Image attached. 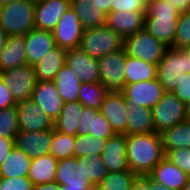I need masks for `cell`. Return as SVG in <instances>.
Returning <instances> with one entry per match:
<instances>
[{
	"instance_id": "1",
	"label": "cell",
	"mask_w": 190,
	"mask_h": 190,
	"mask_svg": "<svg viewBox=\"0 0 190 190\" xmlns=\"http://www.w3.org/2000/svg\"><path fill=\"white\" fill-rule=\"evenodd\" d=\"M127 162L131 172L148 175L165 157L160 133L126 135Z\"/></svg>"
},
{
	"instance_id": "2",
	"label": "cell",
	"mask_w": 190,
	"mask_h": 190,
	"mask_svg": "<svg viewBox=\"0 0 190 190\" xmlns=\"http://www.w3.org/2000/svg\"><path fill=\"white\" fill-rule=\"evenodd\" d=\"M179 13L169 1L150 0L144 16V30L171 47L175 39Z\"/></svg>"
},
{
	"instance_id": "3",
	"label": "cell",
	"mask_w": 190,
	"mask_h": 190,
	"mask_svg": "<svg viewBox=\"0 0 190 190\" xmlns=\"http://www.w3.org/2000/svg\"><path fill=\"white\" fill-rule=\"evenodd\" d=\"M35 4L15 0L0 4V27L10 35H25L35 29Z\"/></svg>"
},
{
	"instance_id": "4",
	"label": "cell",
	"mask_w": 190,
	"mask_h": 190,
	"mask_svg": "<svg viewBox=\"0 0 190 190\" xmlns=\"http://www.w3.org/2000/svg\"><path fill=\"white\" fill-rule=\"evenodd\" d=\"M187 72L190 59L184 49L168 47L157 65V79L165 92H174Z\"/></svg>"
},
{
	"instance_id": "5",
	"label": "cell",
	"mask_w": 190,
	"mask_h": 190,
	"mask_svg": "<svg viewBox=\"0 0 190 190\" xmlns=\"http://www.w3.org/2000/svg\"><path fill=\"white\" fill-rule=\"evenodd\" d=\"M123 45L124 39L107 25H103L84 30L80 48L92 58L99 59L123 49Z\"/></svg>"
},
{
	"instance_id": "6",
	"label": "cell",
	"mask_w": 190,
	"mask_h": 190,
	"mask_svg": "<svg viewBox=\"0 0 190 190\" xmlns=\"http://www.w3.org/2000/svg\"><path fill=\"white\" fill-rule=\"evenodd\" d=\"M123 48L128 56L158 65L168 46L143 29L124 38Z\"/></svg>"
},
{
	"instance_id": "7",
	"label": "cell",
	"mask_w": 190,
	"mask_h": 190,
	"mask_svg": "<svg viewBox=\"0 0 190 190\" xmlns=\"http://www.w3.org/2000/svg\"><path fill=\"white\" fill-rule=\"evenodd\" d=\"M55 182L62 190H96L89 180L88 166L74 156L58 160Z\"/></svg>"
},
{
	"instance_id": "8",
	"label": "cell",
	"mask_w": 190,
	"mask_h": 190,
	"mask_svg": "<svg viewBox=\"0 0 190 190\" xmlns=\"http://www.w3.org/2000/svg\"><path fill=\"white\" fill-rule=\"evenodd\" d=\"M151 111L157 133L186 120V105L173 92H165Z\"/></svg>"
},
{
	"instance_id": "9",
	"label": "cell",
	"mask_w": 190,
	"mask_h": 190,
	"mask_svg": "<svg viewBox=\"0 0 190 190\" xmlns=\"http://www.w3.org/2000/svg\"><path fill=\"white\" fill-rule=\"evenodd\" d=\"M98 60L100 82L109 91H121L126 84V51L106 54Z\"/></svg>"
},
{
	"instance_id": "10",
	"label": "cell",
	"mask_w": 190,
	"mask_h": 190,
	"mask_svg": "<svg viewBox=\"0 0 190 190\" xmlns=\"http://www.w3.org/2000/svg\"><path fill=\"white\" fill-rule=\"evenodd\" d=\"M0 77L16 102L32 99L37 82L34 66L24 65L0 72Z\"/></svg>"
},
{
	"instance_id": "11",
	"label": "cell",
	"mask_w": 190,
	"mask_h": 190,
	"mask_svg": "<svg viewBox=\"0 0 190 190\" xmlns=\"http://www.w3.org/2000/svg\"><path fill=\"white\" fill-rule=\"evenodd\" d=\"M52 32L56 46L69 50L80 47L84 28L74 9L70 6Z\"/></svg>"
},
{
	"instance_id": "12",
	"label": "cell",
	"mask_w": 190,
	"mask_h": 190,
	"mask_svg": "<svg viewBox=\"0 0 190 190\" xmlns=\"http://www.w3.org/2000/svg\"><path fill=\"white\" fill-rule=\"evenodd\" d=\"M121 91L126 100L131 105H135L136 109L139 107L152 109L165 93L157 78L144 82L125 84Z\"/></svg>"
},
{
	"instance_id": "13",
	"label": "cell",
	"mask_w": 190,
	"mask_h": 190,
	"mask_svg": "<svg viewBox=\"0 0 190 190\" xmlns=\"http://www.w3.org/2000/svg\"><path fill=\"white\" fill-rule=\"evenodd\" d=\"M126 98L122 91H109L100 110L115 134L127 135Z\"/></svg>"
},
{
	"instance_id": "14",
	"label": "cell",
	"mask_w": 190,
	"mask_h": 190,
	"mask_svg": "<svg viewBox=\"0 0 190 190\" xmlns=\"http://www.w3.org/2000/svg\"><path fill=\"white\" fill-rule=\"evenodd\" d=\"M16 106L18 109L19 132L54 129V122L43 113L32 99L17 102Z\"/></svg>"
},
{
	"instance_id": "15",
	"label": "cell",
	"mask_w": 190,
	"mask_h": 190,
	"mask_svg": "<svg viewBox=\"0 0 190 190\" xmlns=\"http://www.w3.org/2000/svg\"><path fill=\"white\" fill-rule=\"evenodd\" d=\"M65 65L74 72L81 83L100 82L98 60L80 47L66 51Z\"/></svg>"
},
{
	"instance_id": "16",
	"label": "cell",
	"mask_w": 190,
	"mask_h": 190,
	"mask_svg": "<svg viewBox=\"0 0 190 190\" xmlns=\"http://www.w3.org/2000/svg\"><path fill=\"white\" fill-rule=\"evenodd\" d=\"M53 129L44 131H21L14 138V145L31 159L50 154Z\"/></svg>"
},
{
	"instance_id": "17",
	"label": "cell",
	"mask_w": 190,
	"mask_h": 190,
	"mask_svg": "<svg viewBox=\"0 0 190 190\" xmlns=\"http://www.w3.org/2000/svg\"><path fill=\"white\" fill-rule=\"evenodd\" d=\"M32 100L53 122L59 117L64 106L53 81H38L35 84Z\"/></svg>"
},
{
	"instance_id": "18",
	"label": "cell",
	"mask_w": 190,
	"mask_h": 190,
	"mask_svg": "<svg viewBox=\"0 0 190 190\" xmlns=\"http://www.w3.org/2000/svg\"><path fill=\"white\" fill-rule=\"evenodd\" d=\"M101 157L108 172L130 171L127 162L126 135L115 134L108 138Z\"/></svg>"
},
{
	"instance_id": "19",
	"label": "cell",
	"mask_w": 190,
	"mask_h": 190,
	"mask_svg": "<svg viewBox=\"0 0 190 190\" xmlns=\"http://www.w3.org/2000/svg\"><path fill=\"white\" fill-rule=\"evenodd\" d=\"M71 6L69 0H44L35 4V27L53 31L65 11Z\"/></svg>"
},
{
	"instance_id": "20",
	"label": "cell",
	"mask_w": 190,
	"mask_h": 190,
	"mask_svg": "<svg viewBox=\"0 0 190 190\" xmlns=\"http://www.w3.org/2000/svg\"><path fill=\"white\" fill-rule=\"evenodd\" d=\"M91 135L92 137L102 138L107 140L115 135L109 121L103 113L94 108L84 107L82 116L77 127V135Z\"/></svg>"
},
{
	"instance_id": "21",
	"label": "cell",
	"mask_w": 190,
	"mask_h": 190,
	"mask_svg": "<svg viewBox=\"0 0 190 190\" xmlns=\"http://www.w3.org/2000/svg\"><path fill=\"white\" fill-rule=\"evenodd\" d=\"M146 11H115L107 14L106 25L123 39L144 29Z\"/></svg>"
},
{
	"instance_id": "22",
	"label": "cell",
	"mask_w": 190,
	"mask_h": 190,
	"mask_svg": "<svg viewBox=\"0 0 190 190\" xmlns=\"http://www.w3.org/2000/svg\"><path fill=\"white\" fill-rule=\"evenodd\" d=\"M25 40L27 64L32 66L56 47L53 32L49 30L32 29L25 34Z\"/></svg>"
},
{
	"instance_id": "23",
	"label": "cell",
	"mask_w": 190,
	"mask_h": 190,
	"mask_svg": "<svg viewBox=\"0 0 190 190\" xmlns=\"http://www.w3.org/2000/svg\"><path fill=\"white\" fill-rule=\"evenodd\" d=\"M157 183L170 190H184L188 175L164 157L148 174Z\"/></svg>"
},
{
	"instance_id": "24",
	"label": "cell",
	"mask_w": 190,
	"mask_h": 190,
	"mask_svg": "<svg viewBox=\"0 0 190 190\" xmlns=\"http://www.w3.org/2000/svg\"><path fill=\"white\" fill-rule=\"evenodd\" d=\"M27 64L25 35H10L0 55V72Z\"/></svg>"
},
{
	"instance_id": "25",
	"label": "cell",
	"mask_w": 190,
	"mask_h": 190,
	"mask_svg": "<svg viewBox=\"0 0 190 190\" xmlns=\"http://www.w3.org/2000/svg\"><path fill=\"white\" fill-rule=\"evenodd\" d=\"M66 51L56 46L45 54L34 66L38 81H53L58 71L65 65Z\"/></svg>"
},
{
	"instance_id": "26",
	"label": "cell",
	"mask_w": 190,
	"mask_h": 190,
	"mask_svg": "<svg viewBox=\"0 0 190 190\" xmlns=\"http://www.w3.org/2000/svg\"><path fill=\"white\" fill-rule=\"evenodd\" d=\"M127 114V135L155 132V127L150 108L131 105L128 101L125 105Z\"/></svg>"
},
{
	"instance_id": "27",
	"label": "cell",
	"mask_w": 190,
	"mask_h": 190,
	"mask_svg": "<svg viewBox=\"0 0 190 190\" xmlns=\"http://www.w3.org/2000/svg\"><path fill=\"white\" fill-rule=\"evenodd\" d=\"M53 83L64 103L78 101L81 82L68 66L64 65L58 71L53 79Z\"/></svg>"
},
{
	"instance_id": "28",
	"label": "cell",
	"mask_w": 190,
	"mask_h": 190,
	"mask_svg": "<svg viewBox=\"0 0 190 190\" xmlns=\"http://www.w3.org/2000/svg\"><path fill=\"white\" fill-rule=\"evenodd\" d=\"M160 135L165 154L175 149H190V122L187 120L164 129Z\"/></svg>"
},
{
	"instance_id": "29",
	"label": "cell",
	"mask_w": 190,
	"mask_h": 190,
	"mask_svg": "<svg viewBox=\"0 0 190 190\" xmlns=\"http://www.w3.org/2000/svg\"><path fill=\"white\" fill-rule=\"evenodd\" d=\"M57 162L58 160L51 154L32 159L28 178L32 181L33 185L54 182Z\"/></svg>"
},
{
	"instance_id": "30",
	"label": "cell",
	"mask_w": 190,
	"mask_h": 190,
	"mask_svg": "<svg viewBox=\"0 0 190 190\" xmlns=\"http://www.w3.org/2000/svg\"><path fill=\"white\" fill-rule=\"evenodd\" d=\"M71 7L81 21L84 30L106 25L107 14L94 3H91V0L72 2Z\"/></svg>"
},
{
	"instance_id": "31",
	"label": "cell",
	"mask_w": 190,
	"mask_h": 190,
	"mask_svg": "<svg viewBox=\"0 0 190 190\" xmlns=\"http://www.w3.org/2000/svg\"><path fill=\"white\" fill-rule=\"evenodd\" d=\"M84 106L79 101L64 103L59 117L54 122V129L64 134L77 135V127Z\"/></svg>"
},
{
	"instance_id": "32",
	"label": "cell",
	"mask_w": 190,
	"mask_h": 190,
	"mask_svg": "<svg viewBox=\"0 0 190 190\" xmlns=\"http://www.w3.org/2000/svg\"><path fill=\"white\" fill-rule=\"evenodd\" d=\"M32 159L15 146L0 166V177H28Z\"/></svg>"
},
{
	"instance_id": "33",
	"label": "cell",
	"mask_w": 190,
	"mask_h": 190,
	"mask_svg": "<svg viewBox=\"0 0 190 190\" xmlns=\"http://www.w3.org/2000/svg\"><path fill=\"white\" fill-rule=\"evenodd\" d=\"M125 72L126 84L144 82L157 78V65L126 54Z\"/></svg>"
},
{
	"instance_id": "34",
	"label": "cell",
	"mask_w": 190,
	"mask_h": 190,
	"mask_svg": "<svg viewBox=\"0 0 190 190\" xmlns=\"http://www.w3.org/2000/svg\"><path fill=\"white\" fill-rule=\"evenodd\" d=\"M108 92L109 90L101 82L81 83L78 101L86 108L100 110L101 104Z\"/></svg>"
},
{
	"instance_id": "35",
	"label": "cell",
	"mask_w": 190,
	"mask_h": 190,
	"mask_svg": "<svg viewBox=\"0 0 190 190\" xmlns=\"http://www.w3.org/2000/svg\"><path fill=\"white\" fill-rule=\"evenodd\" d=\"M107 140L89 135H76L74 144V157H90L101 155Z\"/></svg>"
},
{
	"instance_id": "36",
	"label": "cell",
	"mask_w": 190,
	"mask_h": 190,
	"mask_svg": "<svg viewBox=\"0 0 190 190\" xmlns=\"http://www.w3.org/2000/svg\"><path fill=\"white\" fill-rule=\"evenodd\" d=\"M75 136L53 129L50 154L57 160L74 156Z\"/></svg>"
},
{
	"instance_id": "37",
	"label": "cell",
	"mask_w": 190,
	"mask_h": 190,
	"mask_svg": "<svg viewBox=\"0 0 190 190\" xmlns=\"http://www.w3.org/2000/svg\"><path fill=\"white\" fill-rule=\"evenodd\" d=\"M135 177L131 171L108 172L96 190H130Z\"/></svg>"
},
{
	"instance_id": "38",
	"label": "cell",
	"mask_w": 190,
	"mask_h": 190,
	"mask_svg": "<svg viewBox=\"0 0 190 190\" xmlns=\"http://www.w3.org/2000/svg\"><path fill=\"white\" fill-rule=\"evenodd\" d=\"M18 133L19 124L17 106L0 109V137L15 138Z\"/></svg>"
},
{
	"instance_id": "39",
	"label": "cell",
	"mask_w": 190,
	"mask_h": 190,
	"mask_svg": "<svg viewBox=\"0 0 190 190\" xmlns=\"http://www.w3.org/2000/svg\"><path fill=\"white\" fill-rule=\"evenodd\" d=\"M171 47L176 49L190 47V10L179 13L175 39Z\"/></svg>"
},
{
	"instance_id": "40",
	"label": "cell",
	"mask_w": 190,
	"mask_h": 190,
	"mask_svg": "<svg viewBox=\"0 0 190 190\" xmlns=\"http://www.w3.org/2000/svg\"><path fill=\"white\" fill-rule=\"evenodd\" d=\"M79 161L88 166L89 180L96 187L108 174L107 168L102 161L101 155L78 158Z\"/></svg>"
},
{
	"instance_id": "41",
	"label": "cell",
	"mask_w": 190,
	"mask_h": 190,
	"mask_svg": "<svg viewBox=\"0 0 190 190\" xmlns=\"http://www.w3.org/2000/svg\"><path fill=\"white\" fill-rule=\"evenodd\" d=\"M165 157L190 176V149L181 148L171 150L165 154Z\"/></svg>"
},
{
	"instance_id": "42",
	"label": "cell",
	"mask_w": 190,
	"mask_h": 190,
	"mask_svg": "<svg viewBox=\"0 0 190 190\" xmlns=\"http://www.w3.org/2000/svg\"><path fill=\"white\" fill-rule=\"evenodd\" d=\"M33 183L28 177H0V190H32Z\"/></svg>"
},
{
	"instance_id": "43",
	"label": "cell",
	"mask_w": 190,
	"mask_h": 190,
	"mask_svg": "<svg viewBox=\"0 0 190 190\" xmlns=\"http://www.w3.org/2000/svg\"><path fill=\"white\" fill-rule=\"evenodd\" d=\"M150 0H114L111 12L115 11H146L147 3Z\"/></svg>"
},
{
	"instance_id": "44",
	"label": "cell",
	"mask_w": 190,
	"mask_h": 190,
	"mask_svg": "<svg viewBox=\"0 0 190 190\" xmlns=\"http://www.w3.org/2000/svg\"><path fill=\"white\" fill-rule=\"evenodd\" d=\"M185 105L190 101V72H187L181 83L173 92Z\"/></svg>"
},
{
	"instance_id": "45",
	"label": "cell",
	"mask_w": 190,
	"mask_h": 190,
	"mask_svg": "<svg viewBox=\"0 0 190 190\" xmlns=\"http://www.w3.org/2000/svg\"><path fill=\"white\" fill-rule=\"evenodd\" d=\"M17 102L11 94V91L6 87L4 81L0 77V109H6L16 106Z\"/></svg>"
},
{
	"instance_id": "46",
	"label": "cell",
	"mask_w": 190,
	"mask_h": 190,
	"mask_svg": "<svg viewBox=\"0 0 190 190\" xmlns=\"http://www.w3.org/2000/svg\"><path fill=\"white\" fill-rule=\"evenodd\" d=\"M14 146V138L0 137V166L7 159Z\"/></svg>"
},
{
	"instance_id": "47",
	"label": "cell",
	"mask_w": 190,
	"mask_h": 190,
	"mask_svg": "<svg viewBox=\"0 0 190 190\" xmlns=\"http://www.w3.org/2000/svg\"><path fill=\"white\" fill-rule=\"evenodd\" d=\"M130 190H151L150 177L148 175H136Z\"/></svg>"
},
{
	"instance_id": "48",
	"label": "cell",
	"mask_w": 190,
	"mask_h": 190,
	"mask_svg": "<svg viewBox=\"0 0 190 190\" xmlns=\"http://www.w3.org/2000/svg\"><path fill=\"white\" fill-rule=\"evenodd\" d=\"M170 2L178 12H185L190 10V0H164Z\"/></svg>"
},
{
	"instance_id": "49",
	"label": "cell",
	"mask_w": 190,
	"mask_h": 190,
	"mask_svg": "<svg viewBox=\"0 0 190 190\" xmlns=\"http://www.w3.org/2000/svg\"><path fill=\"white\" fill-rule=\"evenodd\" d=\"M114 0H91L98 8H101L106 14L111 12L112 3Z\"/></svg>"
},
{
	"instance_id": "50",
	"label": "cell",
	"mask_w": 190,
	"mask_h": 190,
	"mask_svg": "<svg viewBox=\"0 0 190 190\" xmlns=\"http://www.w3.org/2000/svg\"><path fill=\"white\" fill-rule=\"evenodd\" d=\"M32 190H62V189L61 185H59L57 182L54 181L51 183L33 185Z\"/></svg>"
},
{
	"instance_id": "51",
	"label": "cell",
	"mask_w": 190,
	"mask_h": 190,
	"mask_svg": "<svg viewBox=\"0 0 190 190\" xmlns=\"http://www.w3.org/2000/svg\"><path fill=\"white\" fill-rule=\"evenodd\" d=\"M8 36L9 35L0 27V55L2 53L4 46L6 45Z\"/></svg>"
},
{
	"instance_id": "52",
	"label": "cell",
	"mask_w": 190,
	"mask_h": 190,
	"mask_svg": "<svg viewBox=\"0 0 190 190\" xmlns=\"http://www.w3.org/2000/svg\"><path fill=\"white\" fill-rule=\"evenodd\" d=\"M150 189L151 190H170L166 186H163L160 183L155 182L151 178H150Z\"/></svg>"
},
{
	"instance_id": "53",
	"label": "cell",
	"mask_w": 190,
	"mask_h": 190,
	"mask_svg": "<svg viewBox=\"0 0 190 190\" xmlns=\"http://www.w3.org/2000/svg\"><path fill=\"white\" fill-rule=\"evenodd\" d=\"M186 120L190 122V101L186 104Z\"/></svg>"
},
{
	"instance_id": "54",
	"label": "cell",
	"mask_w": 190,
	"mask_h": 190,
	"mask_svg": "<svg viewBox=\"0 0 190 190\" xmlns=\"http://www.w3.org/2000/svg\"><path fill=\"white\" fill-rule=\"evenodd\" d=\"M184 190H190V176H188L187 183L185 184Z\"/></svg>"
},
{
	"instance_id": "55",
	"label": "cell",
	"mask_w": 190,
	"mask_h": 190,
	"mask_svg": "<svg viewBox=\"0 0 190 190\" xmlns=\"http://www.w3.org/2000/svg\"><path fill=\"white\" fill-rule=\"evenodd\" d=\"M184 50L187 52L188 58L190 59V47H188V48H186V49H184Z\"/></svg>"
},
{
	"instance_id": "56",
	"label": "cell",
	"mask_w": 190,
	"mask_h": 190,
	"mask_svg": "<svg viewBox=\"0 0 190 190\" xmlns=\"http://www.w3.org/2000/svg\"><path fill=\"white\" fill-rule=\"evenodd\" d=\"M8 1H15V0H0V3L8 2Z\"/></svg>"
},
{
	"instance_id": "57",
	"label": "cell",
	"mask_w": 190,
	"mask_h": 190,
	"mask_svg": "<svg viewBox=\"0 0 190 190\" xmlns=\"http://www.w3.org/2000/svg\"><path fill=\"white\" fill-rule=\"evenodd\" d=\"M34 3L40 2V1H44V0H31Z\"/></svg>"
},
{
	"instance_id": "58",
	"label": "cell",
	"mask_w": 190,
	"mask_h": 190,
	"mask_svg": "<svg viewBox=\"0 0 190 190\" xmlns=\"http://www.w3.org/2000/svg\"><path fill=\"white\" fill-rule=\"evenodd\" d=\"M70 1V4L72 3V2H77V1H82V0H69Z\"/></svg>"
}]
</instances>
